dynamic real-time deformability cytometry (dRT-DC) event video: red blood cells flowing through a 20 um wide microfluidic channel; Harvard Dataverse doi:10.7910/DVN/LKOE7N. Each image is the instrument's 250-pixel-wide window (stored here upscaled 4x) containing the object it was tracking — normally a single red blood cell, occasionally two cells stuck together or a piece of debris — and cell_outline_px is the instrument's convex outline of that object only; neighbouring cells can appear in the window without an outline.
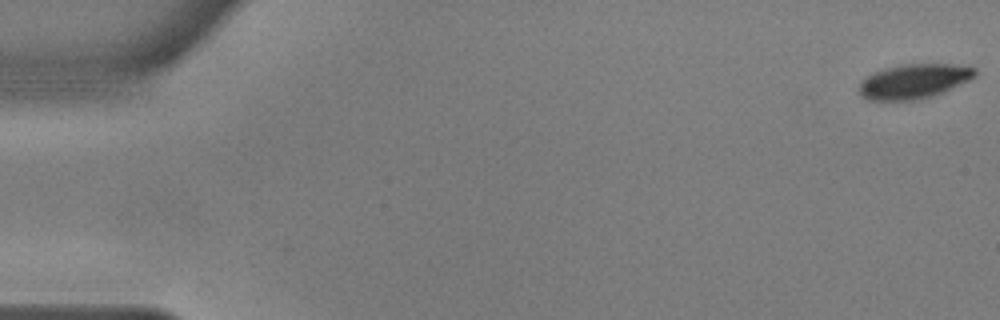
{"species": "common noctule bat (a hibernating species)", "species_latin": "Nyctalus noctula", "temperature_condition": "warm", "stored_images_in_passage": 49, "camera_frame_rate_fps": 3000, "um_per_image_px": 0.085, "animal": {"sex": "male", "body_mass_g": 17.9, "forearm_length_mm": 54.2}, "frame": {"image": 1, "passage_image": 1, "time_ms": 0.0, "image_size_px": [1000, 320], "cell_outline_px": [[976, 76], [944, 92], [932, 96], [912, 100], [868, 100], [860, 92], [860, 84], [868, 76], [884, 68], [900, 64], [952, 64], [976, 68]], "centroid_in_image_um": [77.71, 6.9], "position_along_channel_um": 7.3, "area_um2": 23.0}}
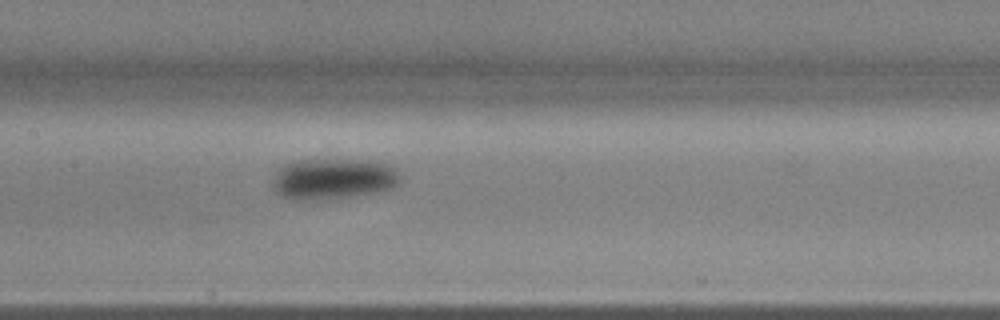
{"frame": {"image": 2, "passage_image": 28, "time_ms": 9.0, "image_size_px": [1000, 320], "cell_outline_px": [[400, 184], [392, 188], [380, 192], [348, 196], [308, 200], [292, 200], [280, 196], [272, 188], [272, 180], [276, 172], [284, 164], [292, 160], [368, 160], [384, 164], [396, 168], [400, 172]], "centroid_in_image_um": [28.31, 15.2], "position_along_channel_um": 179.1, "area_um2": 30.63}}
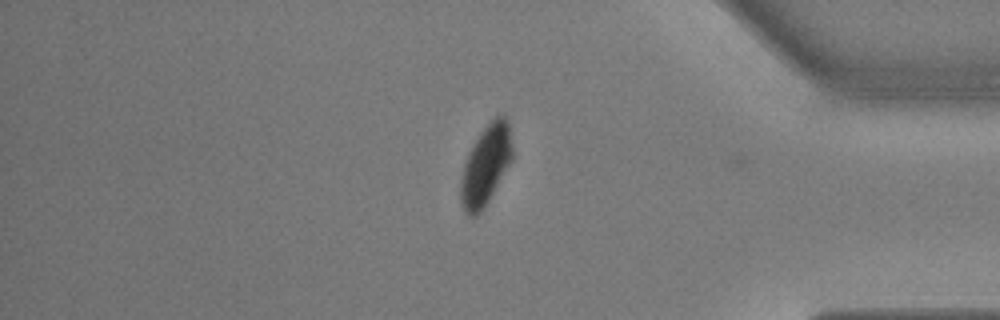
{"frame": {"image": 3, "passage_image": 48, "time_ms": 15.667, "image_size_px": [1000, 320], "cell_outline_px": [[512, 160], [484, 208], [476, 216], [468, 216], [464, 212], [460, 200], [460, 180], [464, 164], [468, 152], [472, 144], [480, 132], [496, 116], [504, 112], [508, 120], [512, 148]], "centroid_in_image_um": [41.27, 14.04], "position_along_channel_um": 393.9, "area_um2": 24.16}, "authors_computed_cell_mechanics": {"area_um2": 28.0908, "velocity_mm_per_s": 3.5881, "shape_relaxation_time_tau1_ms": 2.4064, "shape_relaxation_time_tau2_ms": 4.1598, "deformation_change_tau1": 0.127, "deformation_change_tau2": 0.0347}}